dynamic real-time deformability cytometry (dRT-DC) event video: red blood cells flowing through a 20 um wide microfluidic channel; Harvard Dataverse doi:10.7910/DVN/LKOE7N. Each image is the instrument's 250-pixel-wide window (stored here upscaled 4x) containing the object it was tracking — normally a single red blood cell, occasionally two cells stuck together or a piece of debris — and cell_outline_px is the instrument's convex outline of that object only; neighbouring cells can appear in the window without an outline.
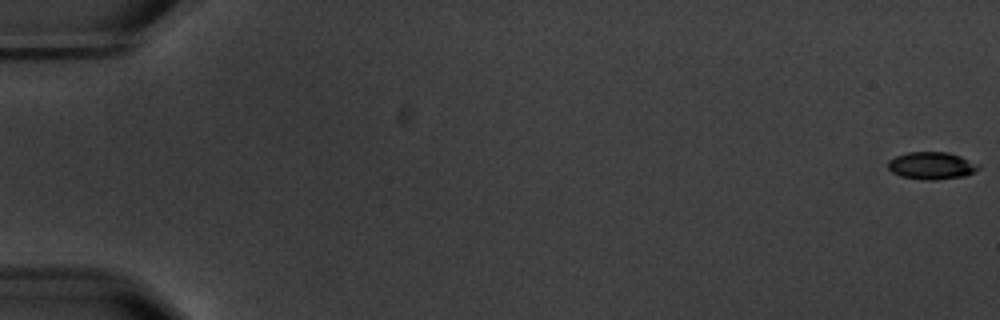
{"species": "common noctule bat (a hibernating species)", "species_latin": "Nyctalus noctula", "temperature_condition": "warm", "stored_images_in_passage": 6, "camera_frame_rate_fps": 3000, "um_per_image_px": 0.085, "animal": {"sex": "male", "body_mass_g": 20.1, "forearm_length_mm": 53.5}, "frame": {"image": 1, "passage_image": 1, "time_ms": 0.0, "image_size_px": [1000, 320], "cell_outline_px": [[980, 168], [964, 176], [932, 180], [924, 180], [900, 176], [892, 172], [888, 168], [888, 160], [896, 156], [908, 152], [948, 152], [960, 156], [980, 164]], "centroid_in_image_um": [79.17, 14.07], "position_along_channel_um": 5.8, "area_um2": 14.39}}
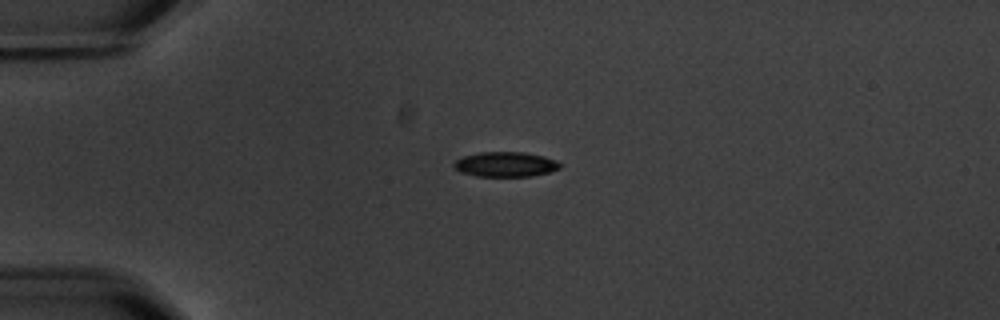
{"frame": {"image": 2, "passage_image": 5, "time_ms": 5.0, "image_size_px": [1000, 320], "cell_outline_px": [[560, 168], [548, 172], [532, 176], [476, 176], [460, 172], [452, 164], [456, 160], [464, 156], [480, 152], [524, 152], [544, 156], [556, 160], [560, 164]], "centroid_in_image_um": [42.96, 13.96], "position_along_channel_um": 42.0, "area_um2": 15.32}}